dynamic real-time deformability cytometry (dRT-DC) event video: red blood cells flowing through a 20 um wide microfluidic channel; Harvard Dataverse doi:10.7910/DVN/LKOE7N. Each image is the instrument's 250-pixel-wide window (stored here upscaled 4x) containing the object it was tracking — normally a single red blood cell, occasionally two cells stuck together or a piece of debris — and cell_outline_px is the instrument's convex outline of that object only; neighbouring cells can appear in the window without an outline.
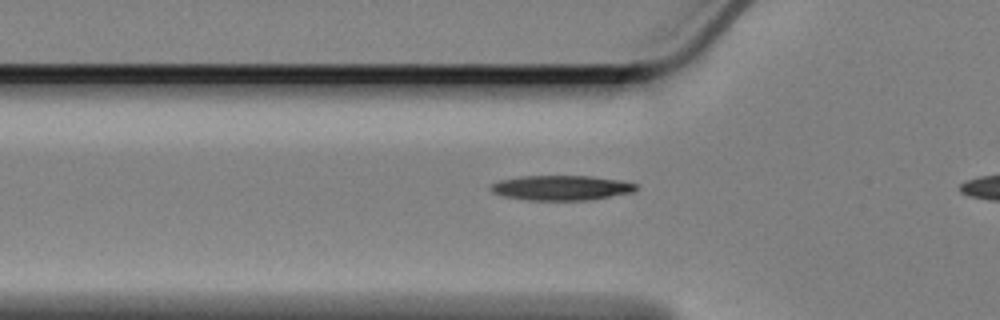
{"species": "Egyptian fruit bat (a non-hibernating species)", "species_latin": "Rousettus aegyptiacus", "temperature_condition": "cold", "stored_images_in_passage": 15, "camera_frame_rate_fps": 3000, "um_per_image_px": 0.085, "animal": {"sex": "female"}, "frame": {"image": 1, "passage_image": 13, "time_ms": 4.0, "image_size_px": [1000, 320], "cell_outline_px": [[636, 188], [632, 192], [588, 200], [528, 200], [504, 196], [492, 192], [488, 188], [492, 184], [500, 180], [520, 176], [592, 176], [620, 180], [636, 184]], "centroid_in_image_um": [47.67, 15.96], "position_along_channel_um": 78.1, "area_um2": 20.92}}